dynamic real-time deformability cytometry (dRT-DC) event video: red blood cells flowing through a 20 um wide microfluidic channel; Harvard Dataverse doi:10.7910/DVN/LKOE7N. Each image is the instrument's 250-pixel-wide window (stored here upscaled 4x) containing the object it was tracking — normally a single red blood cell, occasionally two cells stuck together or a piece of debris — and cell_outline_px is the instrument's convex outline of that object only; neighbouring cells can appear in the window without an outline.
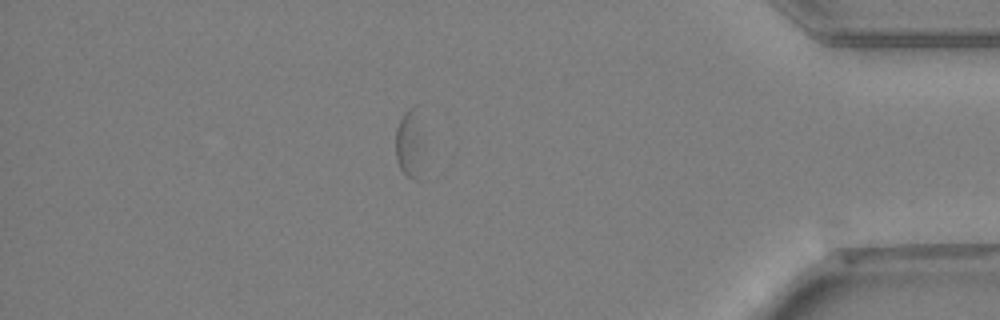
{"species": "Egyptian fruit bat (a non-hibernating species)", "species_latin": "Rousettus aegyptiacus", "temperature_condition": "warm", "stored_images_in_passage": 43, "segment_of_instrument_passage": [2, 2], "camera_frame_rate_fps": 3000, "um_per_image_px": 0.085, "animal": {"sex": "female"}, "frame": {"image": 1, "passage_image": 36, "time_ms": 11.667, "image_size_px": [1000, 320], "cell_outline_px": [[420, 180], [416, 180], [408, 176], [400, 168], [396, 160], [396, 128], [404, 112], [412, 104], [416, 104], [420, 148]], "centroid_in_image_um": [34.75, 12.21], "position_along_channel_um": 400.5, "area_um2": 10.35}}